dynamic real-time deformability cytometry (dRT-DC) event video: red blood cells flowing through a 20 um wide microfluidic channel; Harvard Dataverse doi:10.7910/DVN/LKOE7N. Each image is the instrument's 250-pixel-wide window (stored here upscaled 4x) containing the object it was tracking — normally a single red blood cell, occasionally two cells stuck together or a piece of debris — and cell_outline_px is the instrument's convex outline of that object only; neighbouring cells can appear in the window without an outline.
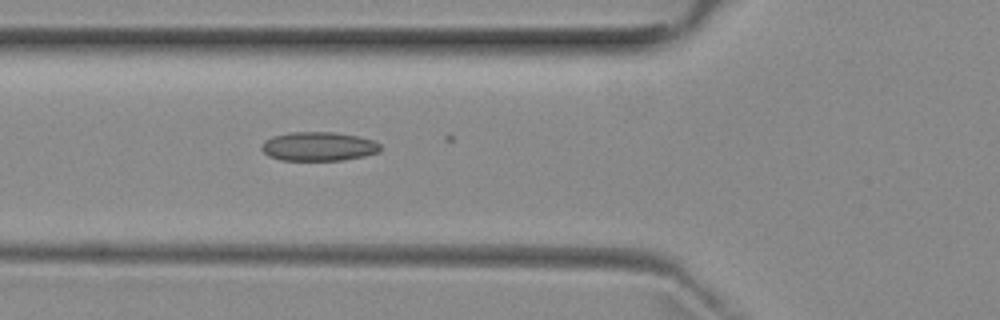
{"species": "common noctule bat (a hibernating species)", "species_latin": "Nyctalus noctula", "temperature_condition": "room temperature", "stored_images_in_passage": 3, "camera_frame_rate_fps": 3000, "um_per_image_px": 0.085, "animal": {"sex": "female", "body_mass_g": 29.2, "forearm_length_mm": 56.3}, "frame": {"image": 1, "passage_image": 3, "time_ms": 2.333, "image_size_px": [1000, 320], "cell_outline_px": [[380, 152], [364, 156], [344, 160], [280, 160], [268, 156], [260, 148], [260, 144], [264, 140], [272, 136], [288, 132], [332, 132], [356, 136], [372, 140], [380, 144]], "centroid_in_image_um": [27.03, 12.45], "position_along_channel_um": 98.8, "area_um2": 20.17}}